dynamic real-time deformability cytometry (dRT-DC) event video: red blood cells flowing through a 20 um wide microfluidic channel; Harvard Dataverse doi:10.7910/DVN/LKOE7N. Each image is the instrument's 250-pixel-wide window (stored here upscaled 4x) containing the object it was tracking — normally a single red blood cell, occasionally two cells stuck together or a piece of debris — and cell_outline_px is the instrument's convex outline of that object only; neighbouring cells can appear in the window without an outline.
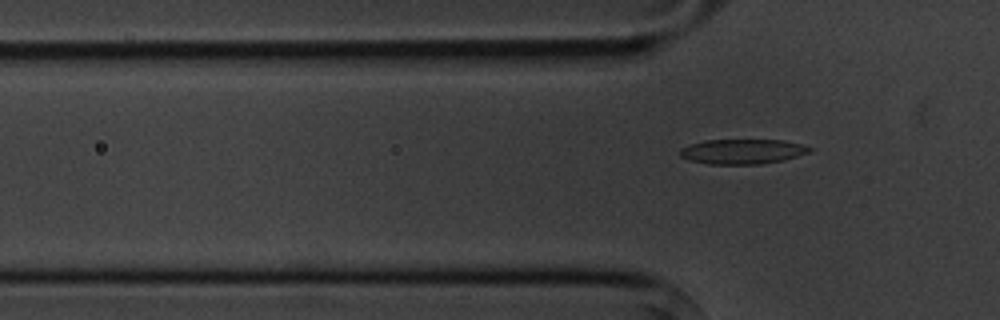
{"species": "common noctule bat (a hibernating species)", "species_latin": "Nyctalus noctula", "temperature_condition": "cold", "stored_images_in_passage": 7, "camera_frame_rate_fps": 3000, "um_per_image_px": 0.085, "animal": {"sex": "male", "body_mass_g": 20.1, "forearm_length_mm": 53.5}, "frame": {"image": 1, "passage_image": 7, "time_ms": 7.667, "image_size_px": [1000, 320], "cell_outline_px": [[812, 148], [808, 152], [784, 160], [760, 164], [708, 164], [692, 160], [680, 156], [680, 148], [688, 144], [704, 140], [784, 140], [800, 144]], "centroid_in_image_um": [63.07, 12.87], "position_along_channel_um": 62.7, "area_um2": 18.67}}